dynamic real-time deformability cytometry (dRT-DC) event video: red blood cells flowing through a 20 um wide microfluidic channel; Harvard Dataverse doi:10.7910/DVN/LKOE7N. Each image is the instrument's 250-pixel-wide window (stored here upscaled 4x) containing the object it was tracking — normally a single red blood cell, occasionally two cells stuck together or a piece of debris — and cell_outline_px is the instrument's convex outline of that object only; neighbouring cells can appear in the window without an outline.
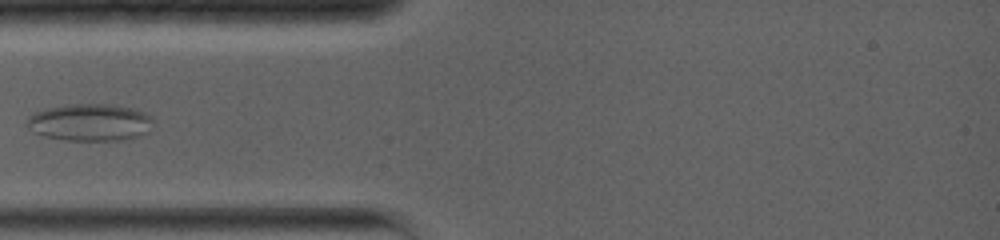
{"species": "common noctule bat (a hibernating species)", "species_latin": "Nyctalus noctula", "temperature_condition": "warm", "stored_images_in_passage": 15, "camera_frame_rate_fps": 5000, "um_per_image_px": 0.085, "animal": {"sex": "female", "body_mass_g": 19.0, "forearm_length_mm": 56.7}, "frame": {"image": 1, "passage_image": 1, "time_ms": 0.0, "image_size_px": [1000, 240], "cell_outline_px": [[152, 120], [148, 132], [140, 136], [120, 140], [68, 140], [44, 136], [36, 132], [24, 124], [28, 116], [32, 112], [64, 104], [116, 104], [136, 108], [152, 116]], "centroid_in_image_um": [7.65, 10.38], "position_along_channel_um": 77.4, "area_um2": 27.63}}
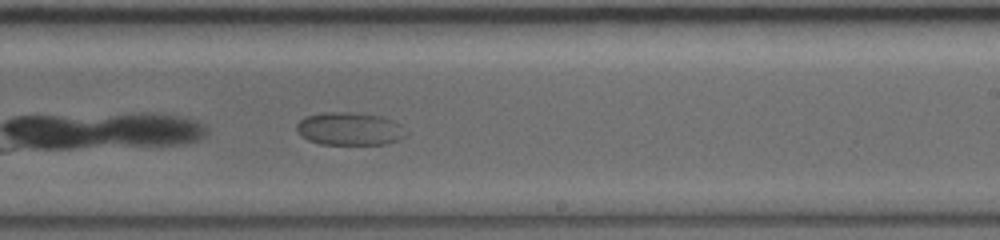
{"frame": {"image": 2, "passage_image": 9, "time_ms": 5.0, "image_size_px": [1000, 240], "cell_outline_px": [[408, 136], [388, 144], [320, 144], [308, 140], [300, 136], [296, 128], [296, 124], [304, 116], [324, 112], [356, 112], [384, 116], [400, 124], [408, 132]], "centroid_in_image_um": [29.74, 10.94], "position_along_channel_um": 259.3, "area_um2": 21.44}}